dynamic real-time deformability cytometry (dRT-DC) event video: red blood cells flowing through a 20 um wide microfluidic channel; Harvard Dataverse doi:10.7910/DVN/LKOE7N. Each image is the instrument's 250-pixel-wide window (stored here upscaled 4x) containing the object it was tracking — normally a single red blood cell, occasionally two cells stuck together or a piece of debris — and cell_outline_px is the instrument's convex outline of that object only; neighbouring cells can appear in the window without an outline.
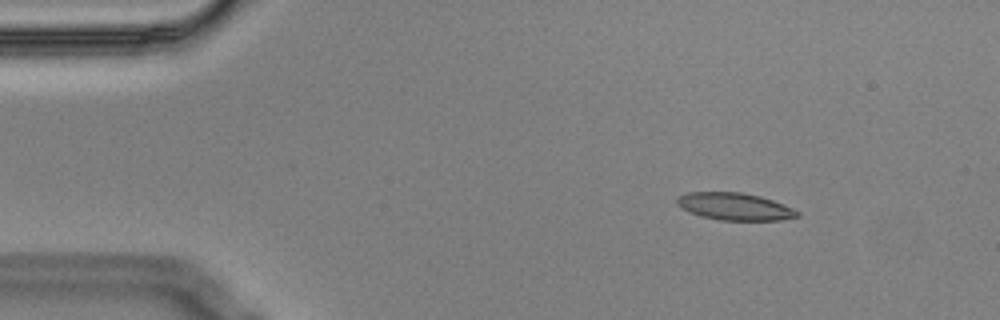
{"species": "Egyptian fruit bat (a non-hibernating species)", "species_latin": "Rousettus aegyptiacus", "temperature_condition": "cold", "stored_images_in_passage": 3, "camera_frame_rate_fps": 3000, "um_per_image_px": 0.085, "animal": {"sex": "male"}, "frame": {"image": 1, "passage_image": 1, "time_ms": 0.0, "image_size_px": [1000, 320], "cell_outline_px": [[800, 216], [780, 220], [720, 220], [700, 216], [680, 208], [676, 204], [676, 200], [680, 196], [688, 192], [740, 192], [760, 196], [784, 204], [800, 212]], "centroid_in_image_um": [62.45, 17.55], "position_along_channel_um": 22.6, "area_um2": 19.13}}